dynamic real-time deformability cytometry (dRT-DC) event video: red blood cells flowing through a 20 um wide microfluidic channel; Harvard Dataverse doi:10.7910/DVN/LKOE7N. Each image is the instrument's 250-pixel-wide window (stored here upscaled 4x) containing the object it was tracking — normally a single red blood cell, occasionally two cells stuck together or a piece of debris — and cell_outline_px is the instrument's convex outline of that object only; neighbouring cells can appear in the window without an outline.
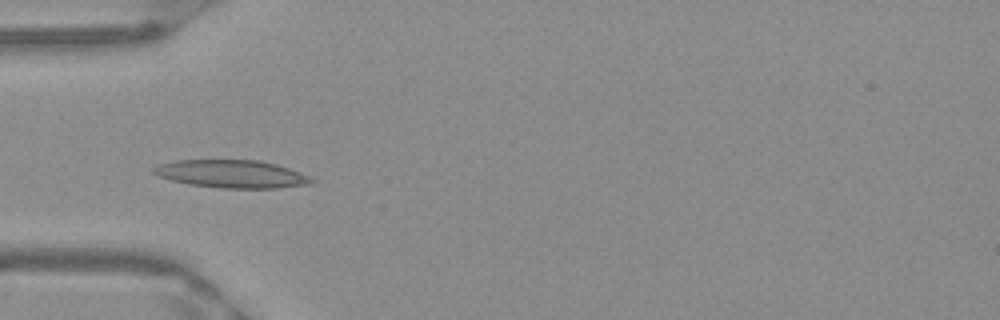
{"species": "Egyptian fruit bat (a non-hibernating species)", "species_latin": "Rousettus aegyptiacus", "temperature_condition": "warm", "stored_images_in_passage": 42, "camera_frame_rate_fps": 3000, "um_per_image_px": 0.085, "frame": {"image": 1, "passage_image": 10, "time_ms": 3.0, "image_size_px": [1000, 320], "cell_outline_px": [[316, 180], [308, 184], [276, 188], [220, 188], [188, 184], [172, 180], [160, 176], [152, 172], [152, 168], [160, 164], [176, 160], [260, 160], [276, 164], [288, 168], [308, 176]], "centroid_in_image_um": [19.67, 14.78], "position_along_channel_um": 65.3, "area_um2": 25.43}}
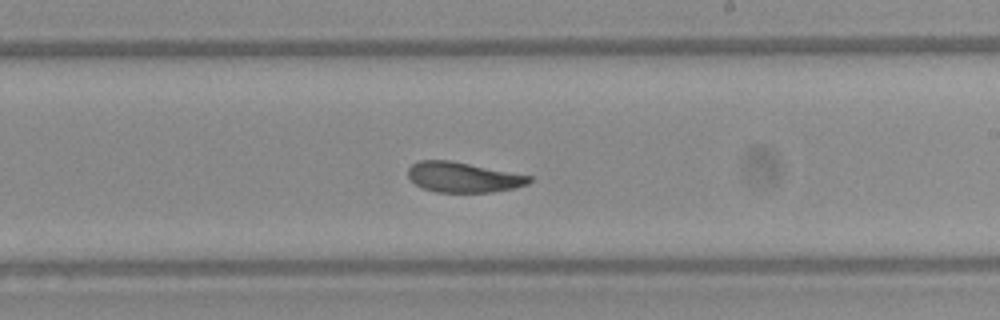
{"frame": {"image": 2, "passage_image": 24, "time_ms": 7.667, "image_size_px": [1000, 320], "cell_outline_px": [[532, 180], [528, 184], [516, 188], [492, 192], [436, 192], [424, 188], [416, 184], [408, 176], [408, 168], [412, 164], [420, 160], [452, 160], [532, 176]], "centroid_in_image_um": [39.4, 15.06], "position_along_channel_um": 249.6, "area_um2": 21.39}}
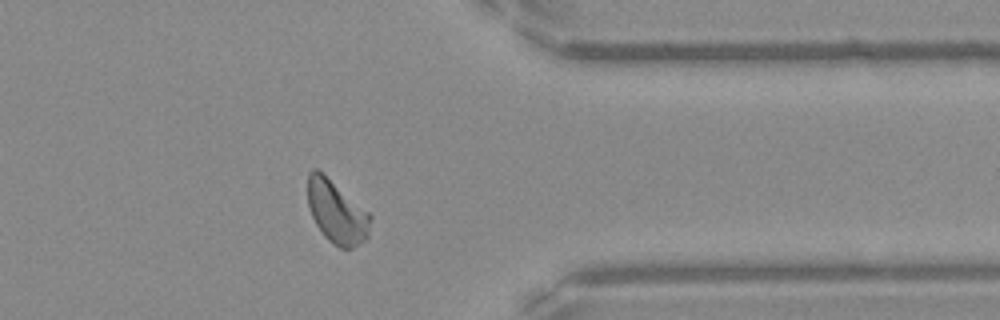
{"frame": {"image": 3, "passage_image": 35, "time_ms": 11.333, "image_size_px": [1000, 320], "cell_outline_px": [[372, 216], [368, 236], [360, 244], [352, 248], [340, 248], [332, 244], [324, 236], [316, 224], [312, 216], [308, 204], [308, 172], [312, 168], [316, 168], [368, 212]], "centroid_in_image_um": [28.61, 18.05], "position_along_channel_um": 382.8, "area_um2": 22.6}, "authors_computed_cell_mechanics": {"area_um2": 23.2067, "velocity_mm_per_s": 3.9519, "shape_relaxation_time_tau1_ms": null, "shape_relaxation_time_tau2_ms": 3.1649, "deformation_change_tau1": null, "deformation_change_tau2": 0.0971}}